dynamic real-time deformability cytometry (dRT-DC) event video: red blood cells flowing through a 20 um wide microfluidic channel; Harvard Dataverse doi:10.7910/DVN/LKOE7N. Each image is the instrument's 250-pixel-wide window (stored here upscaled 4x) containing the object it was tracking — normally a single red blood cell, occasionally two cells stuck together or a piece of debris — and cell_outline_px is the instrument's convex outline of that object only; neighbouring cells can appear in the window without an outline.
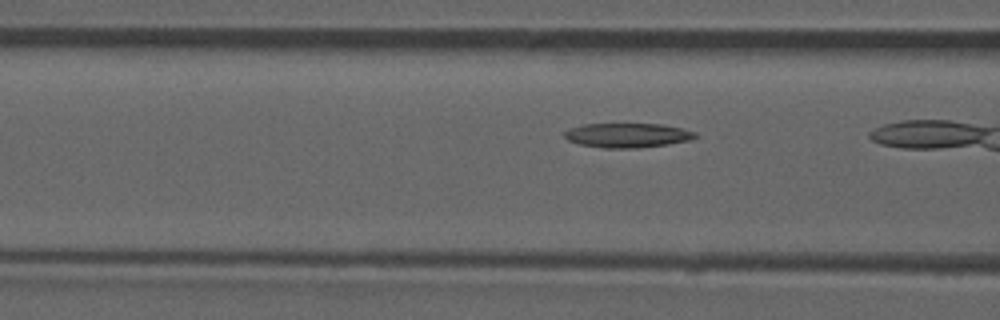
{"species": "common noctule bat (a hibernating species)", "species_latin": "Nyctalus noctula", "temperature_condition": "room temperature", "stored_images_in_passage": 9, "camera_frame_rate_fps": 3000, "um_per_image_px": 0.085, "animal": {"sex": "male", "forearm_length_mm": 52.5}, "frame": {"image": 1, "passage_image": 8, "time_ms": 2.333, "image_size_px": [1000, 320], "cell_outline_px": [[696, 136], [688, 140], [668, 144], [636, 148], [604, 148], [580, 144], [568, 140], [564, 136], [564, 132], [572, 128], [584, 124], [664, 124], [696, 132]], "centroid_in_image_um": [53.32, 11.5], "position_along_channel_um": 113.3, "area_um2": 18.38}}